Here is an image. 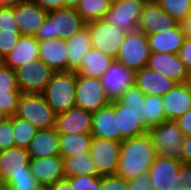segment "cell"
<instances>
[{
    "label": "cell",
    "mask_w": 191,
    "mask_h": 190,
    "mask_svg": "<svg viewBox=\"0 0 191 190\" xmlns=\"http://www.w3.org/2000/svg\"><path fill=\"white\" fill-rule=\"evenodd\" d=\"M157 155L147 132L126 139L120 146V157L116 175L126 180L136 178L142 173L149 171Z\"/></svg>",
    "instance_id": "obj_1"
},
{
    "label": "cell",
    "mask_w": 191,
    "mask_h": 190,
    "mask_svg": "<svg viewBox=\"0 0 191 190\" xmlns=\"http://www.w3.org/2000/svg\"><path fill=\"white\" fill-rule=\"evenodd\" d=\"M85 24L86 22L74 8L49 11L34 37L38 41L54 38L66 40L84 28Z\"/></svg>",
    "instance_id": "obj_2"
},
{
    "label": "cell",
    "mask_w": 191,
    "mask_h": 190,
    "mask_svg": "<svg viewBox=\"0 0 191 190\" xmlns=\"http://www.w3.org/2000/svg\"><path fill=\"white\" fill-rule=\"evenodd\" d=\"M76 72H54L42 95L52 110L58 114L76 107Z\"/></svg>",
    "instance_id": "obj_3"
},
{
    "label": "cell",
    "mask_w": 191,
    "mask_h": 190,
    "mask_svg": "<svg viewBox=\"0 0 191 190\" xmlns=\"http://www.w3.org/2000/svg\"><path fill=\"white\" fill-rule=\"evenodd\" d=\"M16 116L27 120L38 130L55 128L56 113L47 104L42 94L22 93Z\"/></svg>",
    "instance_id": "obj_4"
},
{
    "label": "cell",
    "mask_w": 191,
    "mask_h": 190,
    "mask_svg": "<svg viewBox=\"0 0 191 190\" xmlns=\"http://www.w3.org/2000/svg\"><path fill=\"white\" fill-rule=\"evenodd\" d=\"M151 141L160 156L181 161L184 135L175 121H165L148 129Z\"/></svg>",
    "instance_id": "obj_5"
},
{
    "label": "cell",
    "mask_w": 191,
    "mask_h": 190,
    "mask_svg": "<svg viewBox=\"0 0 191 190\" xmlns=\"http://www.w3.org/2000/svg\"><path fill=\"white\" fill-rule=\"evenodd\" d=\"M150 53L147 36L137 29L124 36L115 60L136 72L147 66Z\"/></svg>",
    "instance_id": "obj_6"
},
{
    "label": "cell",
    "mask_w": 191,
    "mask_h": 190,
    "mask_svg": "<svg viewBox=\"0 0 191 190\" xmlns=\"http://www.w3.org/2000/svg\"><path fill=\"white\" fill-rule=\"evenodd\" d=\"M146 0H112L102 20L114 25L125 35L138 29Z\"/></svg>",
    "instance_id": "obj_7"
},
{
    "label": "cell",
    "mask_w": 191,
    "mask_h": 190,
    "mask_svg": "<svg viewBox=\"0 0 191 190\" xmlns=\"http://www.w3.org/2000/svg\"><path fill=\"white\" fill-rule=\"evenodd\" d=\"M75 101L76 107L92 113L110 103L100 79L78 73H76Z\"/></svg>",
    "instance_id": "obj_8"
},
{
    "label": "cell",
    "mask_w": 191,
    "mask_h": 190,
    "mask_svg": "<svg viewBox=\"0 0 191 190\" xmlns=\"http://www.w3.org/2000/svg\"><path fill=\"white\" fill-rule=\"evenodd\" d=\"M85 26L90 32L92 48L116 59L125 34L102 19L89 21Z\"/></svg>",
    "instance_id": "obj_9"
},
{
    "label": "cell",
    "mask_w": 191,
    "mask_h": 190,
    "mask_svg": "<svg viewBox=\"0 0 191 190\" xmlns=\"http://www.w3.org/2000/svg\"><path fill=\"white\" fill-rule=\"evenodd\" d=\"M21 93L42 94L54 71L43 61L26 63L15 69Z\"/></svg>",
    "instance_id": "obj_10"
},
{
    "label": "cell",
    "mask_w": 191,
    "mask_h": 190,
    "mask_svg": "<svg viewBox=\"0 0 191 190\" xmlns=\"http://www.w3.org/2000/svg\"><path fill=\"white\" fill-rule=\"evenodd\" d=\"M121 142L92 138L90 154L100 176L115 175L118 169Z\"/></svg>",
    "instance_id": "obj_11"
},
{
    "label": "cell",
    "mask_w": 191,
    "mask_h": 190,
    "mask_svg": "<svg viewBox=\"0 0 191 190\" xmlns=\"http://www.w3.org/2000/svg\"><path fill=\"white\" fill-rule=\"evenodd\" d=\"M135 74V71L128 69L117 60H113L100 78L101 85L110 102L118 100L129 86L135 84Z\"/></svg>",
    "instance_id": "obj_12"
},
{
    "label": "cell",
    "mask_w": 191,
    "mask_h": 190,
    "mask_svg": "<svg viewBox=\"0 0 191 190\" xmlns=\"http://www.w3.org/2000/svg\"><path fill=\"white\" fill-rule=\"evenodd\" d=\"M13 14L19 33L23 36H35L47 18L48 12L34 0H23L13 6Z\"/></svg>",
    "instance_id": "obj_13"
},
{
    "label": "cell",
    "mask_w": 191,
    "mask_h": 190,
    "mask_svg": "<svg viewBox=\"0 0 191 190\" xmlns=\"http://www.w3.org/2000/svg\"><path fill=\"white\" fill-rule=\"evenodd\" d=\"M182 162L176 159L157 155L149 168L150 182L156 190H172L180 183L179 168Z\"/></svg>",
    "instance_id": "obj_14"
},
{
    "label": "cell",
    "mask_w": 191,
    "mask_h": 190,
    "mask_svg": "<svg viewBox=\"0 0 191 190\" xmlns=\"http://www.w3.org/2000/svg\"><path fill=\"white\" fill-rule=\"evenodd\" d=\"M55 130L58 134H91L92 112L73 107L56 114Z\"/></svg>",
    "instance_id": "obj_15"
},
{
    "label": "cell",
    "mask_w": 191,
    "mask_h": 190,
    "mask_svg": "<svg viewBox=\"0 0 191 190\" xmlns=\"http://www.w3.org/2000/svg\"><path fill=\"white\" fill-rule=\"evenodd\" d=\"M29 169L44 189L65 178L63 158L60 155L44 158H30Z\"/></svg>",
    "instance_id": "obj_16"
},
{
    "label": "cell",
    "mask_w": 191,
    "mask_h": 190,
    "mask_svg": "<svg viewBox=\"0 0 191 190\" xmlns=\"http://www.w3.org/2000/svg\"><path fill=\"white\" fill-rule=\"evenodd\" d=\"M180 23L173 19L158 3L147 2L141 12L138 29L146 36L166 31V28L174 29Z\"/></svg>",
    "instance_id": "obj_17"
},
{
    "label": "cell",
    "mask_w": 191,
    "mask_h": 190,
    "mask_svg": "<svg viewBox=\"0 0 191 190\" xmlns=\"http://www.w3.org/2000/svg\"><path fill=\"white\" fill-rule=\"evenodd\" d=\"M21 94L15 70L0 62V110L9 118L16 115Z\"/></svg>",
    "instance_id": "obj_18"
},
{
    "label": "cell",
    "mask_w": 191,
    "mask_h": 190,
    "mask_svg": "<svg viewBox=\"0 0 191 190\" xmlns=\"http://www.w3.org/2000/svg\"><path fill=\"white\" fill-rule=\"evenodd\" d=\"M91 135L95 138L109 139L123 142L120 130H118V115L111 103L92 113Z\"/></svg>",
    "instance_id": "obj_19"
},
{
    "label": "cell",
    "mask_w": 191,
    "mask_h": 190,
    "mask_svg": "<svg viewBox=\"0 0 191 190\" xmlns=\"http://www.w3.org/2000/svg\"><path fill=\"white\" fill-rule=\"evenodd\" d=\"M147 67L156 70L177 83L186 82L189 70L181 61L178 54L151 52Z\"/></svg>",
    "instance_id": "obj_20"
},
{
    "label": "cell",
    "mask_w": 191,
    "mask_h": 190,
    "mask_svg": "<svg viewBox=\"0 0 191 190\" xmlns=\"http://www.w3.org/2000/svg\"><path fill=\"white\" fill-rule=\"evenodd\" d=\"M135 84L144 95L163 96L171 90L177 82L168 76L145 66L135 74Z\"/></svg>",
    "instance_id": "obj_21"
},
{
    "label": "cell",
    "mask_w": 191,
    "mask_h": 190,
    "mask_svg": "<svg viewBox=\"0 0 191 190\" xmlns=\"http://www.w3.org/2000/svg\"><path fill=\"white\" fill-rule=\"evenodd\" d=\"M163 109L168 121H176L191 110V91L186 83H177L162 96Z\"/></svg>",
    "instance_id": "obj_22"
},
{
    "label": "cell",
    "mask_w": 191,
    "mask_h": 190,
    "mask_svg": "<svg viewBox=\"0 0 191 190\" xmlns=\"http://www.w3.org/2000/svg\"><path fill=\"white\" fill-rule=\"evenodd\" d=\"M68 48L66 40L59 38L39 41V60L54 72L67 71Z\"/></svg>",
    "instance_id": "obj_23"
},
{
    "label": "cell",
    "mask_w": 191,
    "mask_h": 190,
    "mask_svg": "<svg viewBox=\"0 0 191 190\" xmlns=\"http://www.w3.org/2000/svg\"><path fill=\"white\" fill-rule=\"evenodd\" d=\"M29 160L26 148L15 146L0 151V180L6 184L15 174L26 173Z\"/></svg>",
    "instance_id": "obj_24"
},
{
    "label": "cell",
    "mask_w": 191,
    "mask_h": 190,
    "mask_svg": "<svg viewBox=\"0 0 191 190\" xmlns=\"http://www.w3.org/2000/svg\"><path fill=\"white\" fill-rule=\"evenodd\" d=\"M39 60V41L34 36L21 35L13 50L3 59L2 63L15 70L28 63Z\"/></svg>",
    "instance_id": "obj_25"
},
{
    "label": "cell",
    "mask_w": 191,
    "mask_h": 190,
    "mask_svg": "<svg viewBox=\"0 0 191 190\" xmlns=\"http://www.w3.org/2000/svg\"><path fill=\"white\" fill-rule=\"evenodd\" d=\"M118 115V130L124 140L146 133L148 130L140 122L137 110L120 103L118 100L110 102Z\"/></svg>",
    "instance_id": "obj_26"
},
{
    "label": "cell",
    "mask_w": 191,
    "mask_h": 190,
    "mask_svg": "<svg viewBox=\"0 0 191 190\" xmlns=\"http://www.w3.org/2000/svg\"><path fill=\"white\" fill-rule=\"evenodd\" d=\"M151 52L178 54L184 43L185 35L181 24L174 29L147 35Z\"/></svg>",
    "instance_id": "obj_27"
},
{
    "label": "cell",
    "mask_w": 191,
    "mask_h": 190,
    "mask_svg": "<svg viewBox=\"0 0 191 190\" xmlns=\"http://www.w3.org/2000/svg\"><path fill=\"white\" fill-rule=\"evenodd\" d=\"M26 149L30 158L60 155L59 134L55 128L38 130Z\"/></svg>",
    "instance_id": "obj_28"
},
{
    "label": "cell",
    "mask_w": 191,
    "mask_h": 190,
    "mask_svg": "<svg viewBox=\"0 0 191 190\" xmlns=\"http://www.w3.org/2000/svg\"><path fill=\"white\" fill-rule=\"evenodd\" d=\"M68 48L67 71H76L85 53L92 48L91 36L85 26L75 35L66 39Z\"/></svg>",
    "instance_id": "obj_29"
},
{
    "label": "cell",
    "mask_w": 191,
    "mask_h": 190,
    "mask_svg": "<svg viewBox=\"0 0 191 190\" xmlns=\"http://www.w3.org/2000/svg\"><path fill=\"white\" fill-rule=\"evenodd\" d=\"M113 60L111 56L104 54L100 50L91 48L85 53L80 67L75 72L100 79L110 67Z\"/></svg>",
    "instance_id": "obj_30"
},
{
    "label": "cell",
    "mask_w": 191,
    "mask_h": 190,
    "mask_svg": "<svg viewBox=\"0 0 191 190\" xmlns=\"http://www.w3.org/2000/svg\"><path fill=\"white\" fill-rule=\"evenodd\" d=\"M139 118L147 130L167 121L162 96L145 95Z\"/></svg>",
    "instance_id": "obj_31"
},
{
    "label": "cell",
    "mask_w": 191,
    "mask_h": 190,
    "mask_svg": "<svg viewBox=\"0 0 191 190\" xmlns=\"http://www.w3.org/2000/svg\"><path fill=\"white\" fill-rule=\"evenodd\" d=\"M91 134H59L60 156L65 159L90 152Z\"/></svg>",
    "instance_id": "obj_32"
},
{
    "label": "cell",
    "mask_w": 191,
    "mask_h": 190,
    "mask_svg": "<svg viewBox=\"0 0 191 190\" xmlns=\"http://www.w3.org/2000/svg\"><path fill=\"white\" fill-rule=\"evenodd\" d=\"M65 177L78 175L98 176L90 152L63 159Z\"/></svg>",
    "instance_id": "obj_33"
},
{
    "label": "cell",
    "mask_w": 191,
    "mask_h": 190,
    "mask_svg": "<svg viewBox=\"0 0 191 190\" xmlns=\"http://www.w3.org/2000/svg\"><path fill=\"white\" fill-rule=\"evenodd\" d=\"M111 2L112 0H80L76 11L86 23L100 20L110 9Z\"/></svg>",
    "instance_id": "obj_34"
},
{
    "label": "cell",
    "mask_w": 191,
    "mask_h": 190,
    "mask_svg": "<svg viewBox=\"0 0 191 190\" xmlns=\"http://www.w3.org/2000/svg\"><path fill=\"white\" fill-rule=\"evenodd\" d=\"M37 131L38 129L27 120L13 116V136L16 147L27 148Z\"/></svg>",
    "instance_id": "obj_35"
},
{
    "label": "cell",
    "mask_w": 191,
    "mask_h": 190,
    "mask_svg": "<svg viewBox=\"0 0 191 190\" xmlns=\"http://www.w3.org/2000/svg\"><path fill=\"white\" fill-rule=\"evenodd\" d=\"M157 3L179 23L191 12V0H159Z\"/></svg>",
    "instance_id": "obj_36"
},
{
    "label": "cell",
    "mask_w": 191,
    "mask_h": 190,
    "mask_svg": "<svg viewBox=\"0 0 191 190\" xmlns=\"http://www.w3.org/2000/svg\"><path fill=\"white\" fill-rule=\"evenodd\" d=\"M6 185L16 190H44L31 174L29 167H26V173L15 174Z\"/></svg>",
    "instance_id": "obj_37"
},
{
    "label": "cell",
    "mask_w": 191,
    "mask_h": 190,
    "mask_svg": "<svg viewBox=\"0 0 191 190\" xmlns=\"http://www.w3.org/2000/svg\"><path fill=\"white\" fill-rule=\"evenodd\" d=\"M72 190H100L101 176L78 175L66 177Z\"/></svg>",
    "instance_id": "obj_38"
},
{
    "label": "cell",
    "mask_w": 191,
    "mask_h": 190,
    "mask_svg": "<svg viewBox=\"0 0 191 190\" xmlns=\"http://www.w3.org/2000/svg\"><path fill=\"white\" fill-rule=\"evenodd\" d=\"M145 95L138 88L136 84L129 86V88L121 95L118 101L124 105L134 108L141 112L142 103H144Z\"/></svg>",
    "instance_id": "obj_39"
},
{
    "label": "cell",
    "mask_w": 191,
    "mask_h": 190,
    "mask_svg": "<svg viewBox=\"0 0 191 190\" xmlns=\"http://www.w3.org/2000/svg\"><path fill=\"white\" fill-rule=\"evenodd\" d=\"M20 37L19 31H0V62L13 50Z\"/></svg>",
    "instance_id": "obj_40"
},
{
    "label": "cell",
    "mask_w": 191,
    "mask_h": 190,
    "mask_svg": "<svg viewBox=\"0 0 191 190\" xmlns=\"http://www.w3.org/2000/svg\"><path fill=\"white\" fill-rule=\"evenodd\" d=\"M15 147L13 136V117L0 123V151Z\"/></svg>",
    "instance_id": "obj_41"
},
{
    "label": "cell",
    "mask_w": 191,
    "mask_h": 190,
    "mask_svg": "<svg viewBox=\"0 0 191 190\" xmlns=\"http://www.w3.org/2000/svg\"><path fill=\"white\" fill-rule=\"evenodd\" d=\"M100 190H128V180L116 174L101 176Z\"/></svg>",
    "instance_id": "obj_42"
},
{
    "label": "cell",
    "mask_w": 191,
    "mask_h": 190,
    "mask_svg": "<svg viewBox=\"0 0 191 190\" xmlns=\"http://www.w3.org/2000/svg\"><path fill=\"white\" fill-rule=\"evenodd\" d=\"M0 31H18L13 7H0Z\"/></svg>",
    "instance_id": "obj_43"
},
{
    "label": "cell",
    "mask_w": 191,
    "mask_h": 190,
    "mask_svg": "<svg viewBox=\"0 0 191 190\" xmlns=\"http://www.w3.org/2000/svg\"><path fill=\"white\" fill-rule=\"evenodd\" d=\"M128 190H156L149 179L148 172L128 180Z\"/></svg>",
    "instance_id": "obj_44"
},
{
    "label": "cell",
    "mask_w": 191,
    "mask_h": 190,
    "mask_svg": "<svg viewBox=\"0 0 191 190\" xmlns=\"http://www.w3.org/2000/svg\"><path fill=\"white\" fill-rule=\"evenodd\" d=\"M182 190H191V165L183 164L179 168V179Z\"/></svg>",
    "instance_id": "obj_45"
},
{
    "label": "cell",
    "mask_w": 191,
    "mask_h": 190,
    "mask_svg": "<svg viewBox=\"0 0 191 190\" xmlns=\"http://www.w3.org/2000/svg\"><path fill=\"white\" fill-rule=\"evenodd\" d=\"M178 56L188 70H191V38L186 37L181 46Z\"/></svg>",
    "instance_id": "obj_46"
},
{
    "label": "cell",
    "mask_w": 191,
    "mask_h": 190,
    "mask_svg": "<svg viewBox=\"0 0 191 190\" xmlns=\"http://www.w3.org/2000/svg\"><path fill=\"white\" fill-rule=\"evenodd\" d=\"M175 122L180 127L184 136L191 135V110L187 111Z\"/></svg>",
    "instance_id": "obj_47"
},
{
    "label": "cell",
    "mask_w": 191,
    "mask_h": 190,
    "mask_svg": "<svg viewBox=\"0 0 191 190\" xmlns=\"http://www.w3.org/2000/svg\"><path fill=\"white\" fill-rule=\"evenodd\" d=\"M46 12L63 9L64 0H34Z\"/></svg>",
    "instance_id": "obj_48"
},
{
    "label": "cell",
    "mask_w": 191,
    "mask_h": 190,
    "mask_svg": "<svg viewBox=\"0 0 191 190\" xmlns=\"http://www.w3.org/2000/svg\"><path fill=\"white\" fill-rule=\"evenodd\" d=\"M181 162L186 165H191V135L184 137Z\"/></svg>",
    "instance_id": "obj_49"
},
{
    "label": "cell",
    "mask_w": 191,
    "mask_h": 190,
    "mask_svg": "<svg viewBox=\"0 0 191 190\" xmlns=\"http://www.w3.org/2000/svg\"><path fill=\"white\" fill-rule=\"evenodd\" d=\"M46 190H72L69 180L65 177L49 186Z\"/></svg>",
    "instance_id": "obj_50"
},
{
    "label": "cell",
    "mask_w": 191,
    "mask_h": 190,
    "mask_svg": "<svg viewBox=\"0 0 191 190\" xmlns=\"http://www.w3.org/2000/svg\"><path fill=\"white\" fill-rule=\"evenodd\" d=\"M180 24L182 26L185 37L191 38V12Z\"/></svg>",
    "instance_id": "obj_51"
},
{
    "label": "cell",
    "mask_w": 191,
    "mask_h": 190,
    "mask_svg": "<svg viewBox=\"0 0 191 190\" xmlns=\"http://www.w3.org/2000/svg\"><path fill=\"white\" fill-rule=\"evenodd\" d=\"M23 0H0V7H13L19 3H21Z\"/></svg>",
    "instance_id": "obj_52"
},
{
    "label": "cell",
    "mask_w": 191,
    "mask_h": 190,
    "mask_svg": "<svg viewBox=\"0 0 191 190\" xmlns=\"http://www.w3.org/2000/svg\"><path fill=\"white\" fill-rule=\"evenodd\" d=\"M80 0H64V8H74L79 5Z\"/></svg>",
    "instance_id": "obj_53"
},
{
    "label": "cell",
    "mask_w": 191,
    "mask_h": 190,
    "mask_svg": "<svg viewBox=\"0 0 191 190\" xmlns=\"http://www.w3.org/2000/svg\"><path fill=\"white\" fill-rule=\"evenodd\" d=\"M185 83L188 86L189 90L191 91V70H189L188 72V76Z\"/></svg>",
    "instance_id": "obj_54"
},
{
    "label": "cell",
    "mask_w": 191,
    "mask_h": 190,
    "mask_svg": "<svg viewBox=\"0 0 191 190\" xmlns=\"http://www.w3.org/2000/svg\"><path fill=\"white\" fill-rule=\"evenodd\" d=\"M9 117L0 110V123L4 122Z\"/></svg>",
    "instance_id": "obj_55"
},
{
    "label": "cell",
    "mask_w": 191,
    "mask_h": 190,
    "mask_svg": "<svg viewBox=\"0 0 191 190\" xmlns=\"http://www.w3.org/2000/svg\"><path fill=\"white\" fill-rule=\"evenodd\" d=\"M4 187H5V182L0 180V190H4Z\"/></svg>",
    "instance_id": "obj_56"
},
{
    "label": "cell",
    "mask_w": 191,
    "mask_h": 190,
    "mask_svg": "<svg viewBox=\"0 0 191 190\" xmlns=\"http://www.w3.org/2000/svg\"><path fill=\"white\" fill-rule=\"evenodd\" d=\"M4 190H16V189H13L12 187L5 184Z\"/></svg>",
    "instance_id": "obj_57"
},
{
    "label": "cell",
    "mask_w": 191,
    "mask_h": 190,
    "mask_svg": "<svg viewBox=\"0 0 191 190\" xmlns=\"http://www.w3.org/2000/svg\"><path fill=\"white\" fill-rule=\"evenodd\" d=\"M172 190H182V186L181 185H178L177 187H175L174 189Z\"/></svg>",
    "instance_id": "obj_58"
},
{
    "label": "cell",
    "mask_w": 191,
    "mask_h": 190,
    "mask_svg": "<svg viewBox=\"0 0 191 190\" xmlns=\"http://www.w3.org/2000/svg\"><path fill=\"white\" fill-rule=\"evenodd\" d=\"M159 0H146V2H154L157 3Z\"/></svg>",
    "instance_id": "obj_59"
}]
</instances>
